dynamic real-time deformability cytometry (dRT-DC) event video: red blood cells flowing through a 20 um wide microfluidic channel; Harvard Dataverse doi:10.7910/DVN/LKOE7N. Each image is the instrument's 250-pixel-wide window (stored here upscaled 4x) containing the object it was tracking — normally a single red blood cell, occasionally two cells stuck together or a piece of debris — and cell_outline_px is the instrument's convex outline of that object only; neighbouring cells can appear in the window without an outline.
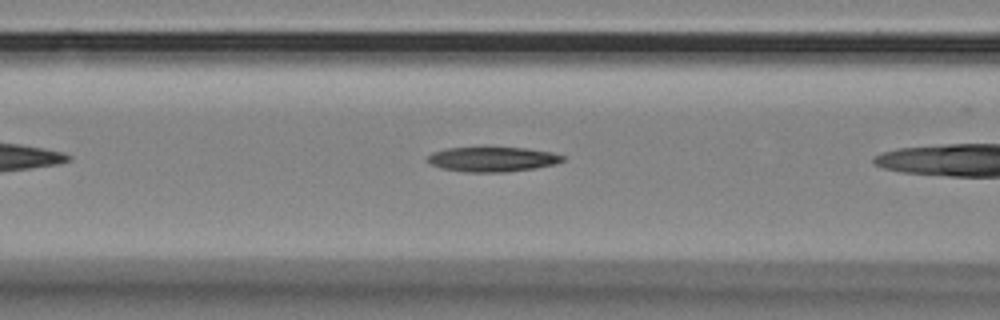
{"species": "Egyptian fruit bat (a non-hibernating species)", "species_latin": "Rousettus aegyptiacus", "temperature_condition": "room temperature", "stored_images_in_passage": 7, "camera_frame_rate_fps": 3000, "um_per_image_px": 0.085, "animal": {"sex": "female"}, "frame": {"image": 1, "passage_image": 6, "time_ms": 1.667, "image_size_px": [1000, 320], "cell_outline_px": [[564, 160], [556, 164], [536, 168], [508, 172], [464, 172], [440, 168], [432, 164], [428, 160], [428, 156], [432, 152], [448, 148], [528, 148], [552, 152], [564, 156]], "centroid_in_image_um": [41.89, 13.55], "position_along_channel_um": 124.7, "area_um2": 19.48}}